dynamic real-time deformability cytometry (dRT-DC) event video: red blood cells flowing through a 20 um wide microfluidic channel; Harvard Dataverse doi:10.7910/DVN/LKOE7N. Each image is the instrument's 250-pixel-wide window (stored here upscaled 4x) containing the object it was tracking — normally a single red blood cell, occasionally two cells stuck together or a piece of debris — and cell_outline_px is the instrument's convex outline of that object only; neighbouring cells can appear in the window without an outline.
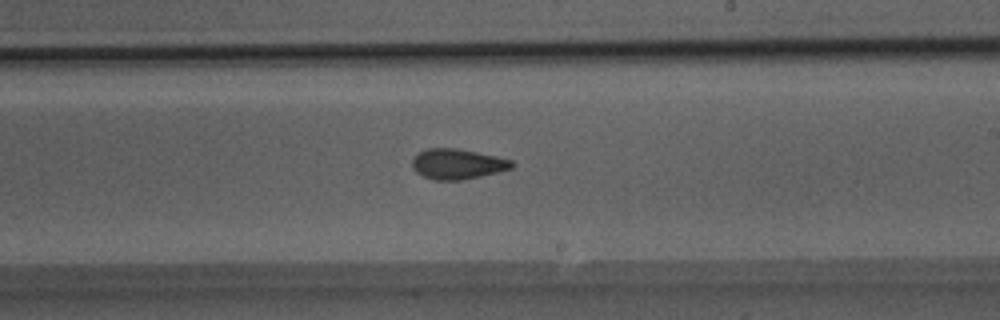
{"species": "Egyptian fruit bat (a non-hibernating species)", "species_latin": "Rousettus aegyptiacus", "temperature_condition": "room temperature", "stored_images_in_passage": 40, "camera_frame_rate_fps": 3000, "um_per_image_px": 0.085, "animal": {"sex": "male"}, "frame": {"image": 1, "passage_image": 20, "time_ms": 6.333, "image_size_px": [1000, 320], "cell_outline_px": [[516, 164], [512, 168], [480, 176], [460, 180], [432, 180], [416, 172], [412, 168], [412, 156], [428, 148], [456, 148], [496, 156], [512, 160]], "centroid_in_image_um": [38.86, 13.94], "position_along_channel_um": 250.1, "area_um2": 17.57}}
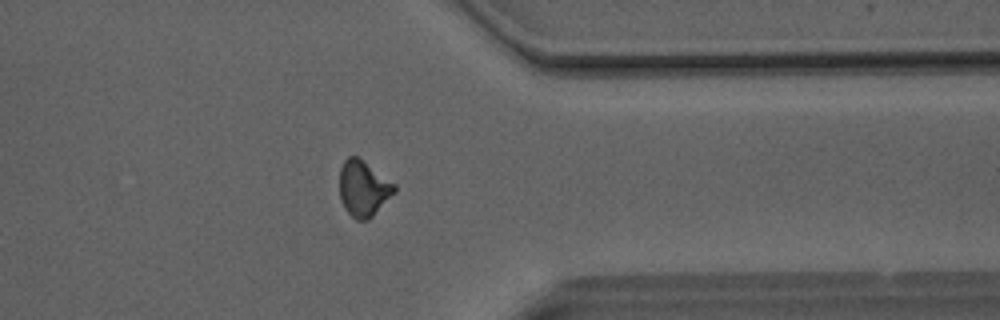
{"frame": {"image": 2, "passage_image": 30, "time_ms": 9.667, "image_size_px": [1000, 320], "cell_outline_px": [[396, 192], [368, 220], [356, 220], [344, 208], [340, 200], [340, 168], [344, 160], [348, 156], [356, 156], [396, 184]], "centroid_in_image_um": [30.89, 16.03], "position_along_channel_um": 380.5, "area_um2": 17.74}}
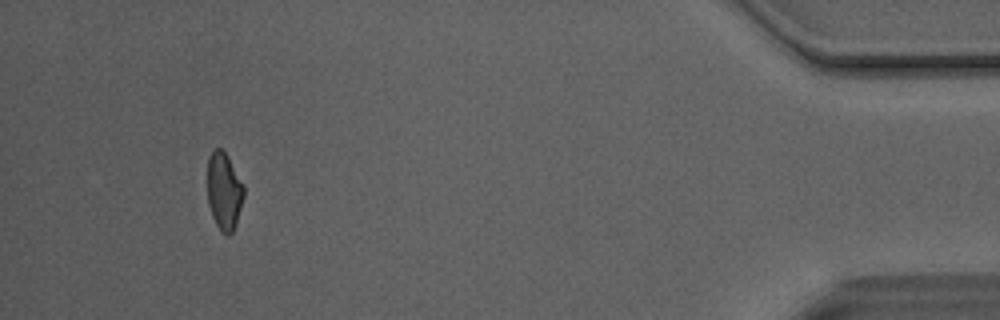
{"frame": {"image": 3, "passage_image": 37, "time_ms": 12.0, "image_size_px": [1000, 320], "cell_outline_px": [[244, 196], [236, 224], [232, 232], [228, 236], [220, 232], [212, 216], [208, 204], [208, 156], [212, 148], [220, 148], [228, 156], [244, 184]], "centroid_in_image_um": [19.05, 16.24], "position_along_channel_um": 416.2, "area_um2": 16.65}, "authors_computed_cell_mechanics": {"area_um2": 17.5712, "velocity_mm_per_s": 4.1432, "shape_relaxation_time_tau1_ms": null, "shape_relaxation_time_tau2_ms": 2.3657, "deformation_change_tau1": null, "deformation_change_tau2": 0.0768}}